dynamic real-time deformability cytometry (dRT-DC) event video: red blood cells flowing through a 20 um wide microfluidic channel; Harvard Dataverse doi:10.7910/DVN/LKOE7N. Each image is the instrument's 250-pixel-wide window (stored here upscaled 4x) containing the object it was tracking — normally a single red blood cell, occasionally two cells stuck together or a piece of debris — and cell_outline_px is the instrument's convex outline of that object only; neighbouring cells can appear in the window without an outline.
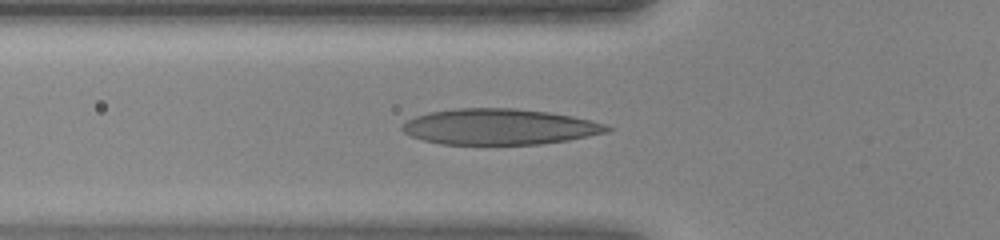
{"species": "human", "species_latin": "Homo sapiens", "temperature_condition": "warm", "stored_images_in_passage": 33, "camera_frame_rate_fps": 3000, "um_per_image_px": 0.085, "donor": {"sex": "female"}, "frame": {"image": 1, "passage_image": 8, "time_ms": 2.333, "image_size_px": [1000, 240], "cell_outline_px": [[612, 128], [608, 132], [568, 140], [540, 144], [440, 144], [424, 140], [412, 136], [404, 132], [400, 128], [400, 124], [416, 116], [432, 112], [456, 108], [516, 108], [548, 112], [572, 116], [604, 124]], "centroid_in_image_um": [42.43, 10.77], "position_along_channel_um": 83.4, "area_um2": 42.54}}
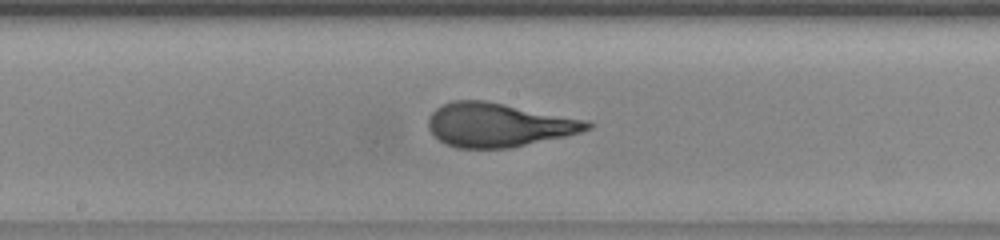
{"frame": {"image": 2, "passage_image": 16, "time_ms": 5.0, "image_size_px": [1000, 240], "cell_outline_px": [[592, 128], [580, 132], [564, 136], [512, 148], [456, 148], [444, 144], [428, 128], [428, 120], [432, 112], [436, 108], [452, 100], [484, 100], [588, 120], [592, 124]], "centroid_in_image_um": [42.36, 10.62], "position_along_channel_um": 205.8, "area_um2": 40.52}}
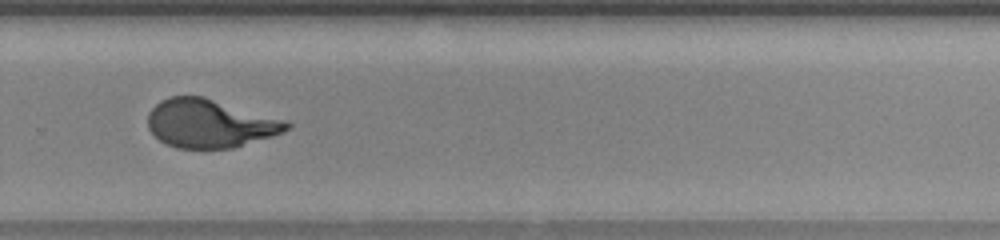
{"frame": {"image": 3, "passage_image": 23, "time_ms": 7.333, "image_size_px": [1000, 240], "cell_outline_px": [[292, 128], [284, 132], [272, 136], [232, 148], [176, 148], [164, 144], [148, 128], [148, 112], [160, 100], [172, 96], [204, 96], [288, 120], [292, 124]], "centroid_in_image_um": [17.87, 10.48], "position_along_channel_um": 311.9, "area_um2": 39.48}}